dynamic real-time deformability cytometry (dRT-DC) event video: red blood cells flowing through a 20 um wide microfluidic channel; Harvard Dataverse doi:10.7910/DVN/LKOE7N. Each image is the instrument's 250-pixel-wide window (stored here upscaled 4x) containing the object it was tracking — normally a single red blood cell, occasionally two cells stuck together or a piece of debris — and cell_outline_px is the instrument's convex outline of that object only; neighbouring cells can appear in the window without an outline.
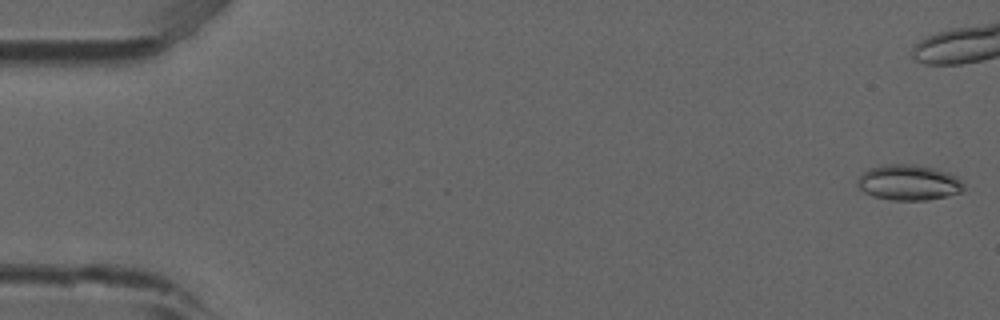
{"species": "common noctule bat (a hibernating species)", "species_latin": "Nyctalus noctula", "temperature_condition": "room temperature", "stored_images_in_passage": 41, "camera_frame_rate_fps": 3000, "um_per_image_px": 0.085, "animal": {"sex": "male", "forearm_length_mm": 52.5}, "frame": {"image": 1, "passage_image": 1, "time_ms": 0.0, "image_size_px": [1000, 320], "cell_outline_px": [[964, 192], [948, 196], [928, 200], [892, 200], [872, 196], [864, 192], [856, 184], [856, 180], [868, 168], [884, 164], [916, 164], [936, 168], [948, 172], [956, 176], [964, 184]], "centroid_in_image_um": [77.25, 15.51], "position_along_channel_um": 7.7, "area_um2": 22.37}}